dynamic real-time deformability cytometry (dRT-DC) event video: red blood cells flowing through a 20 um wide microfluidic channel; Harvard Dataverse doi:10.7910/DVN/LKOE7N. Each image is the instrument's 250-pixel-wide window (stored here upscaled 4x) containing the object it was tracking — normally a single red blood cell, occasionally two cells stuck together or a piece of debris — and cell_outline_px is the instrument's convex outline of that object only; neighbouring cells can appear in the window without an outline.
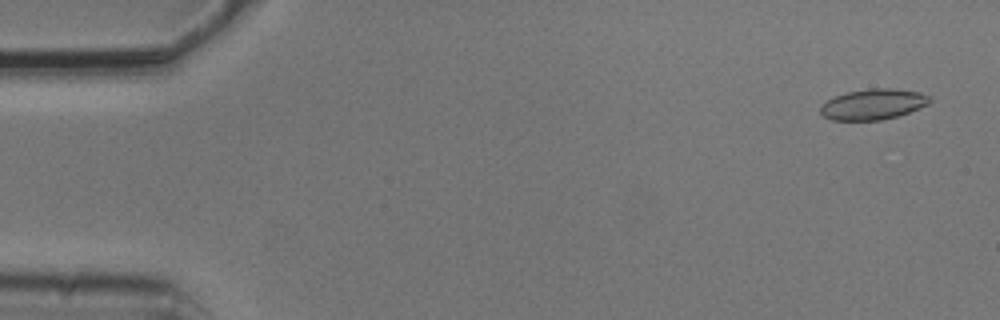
{"species": "common noctule bat (a hibernating species)", "species_latin": "Nyctalus noctula", "temperature_condition": "cold", "stored_images_in_passage": 5, "camera_frame_rate_fps": 3000, "um_per_image_px": 0.085, "animal": {"sex": "male", "body_mass_g": 20.5, "forearm_length_mm": 52.5}, "frame": {"image": 1, "passage_image": 1, "time_ms": 0.0, "image_size_px": [1000, 320], "cell_outline_px": [[932, 100], [928, 104], [920, 108], [896, 116], [880, 120], [832, 120], [824, 116], [820, 112], [820, 104], [836, 96], [848, 92], [868, 88], [892, 88], [920, 92], [932, 96]], "centroid_in_image_um": [74.24, 8.85], "position_along_channel_um": 10.8, "area_um2": 19.54}}